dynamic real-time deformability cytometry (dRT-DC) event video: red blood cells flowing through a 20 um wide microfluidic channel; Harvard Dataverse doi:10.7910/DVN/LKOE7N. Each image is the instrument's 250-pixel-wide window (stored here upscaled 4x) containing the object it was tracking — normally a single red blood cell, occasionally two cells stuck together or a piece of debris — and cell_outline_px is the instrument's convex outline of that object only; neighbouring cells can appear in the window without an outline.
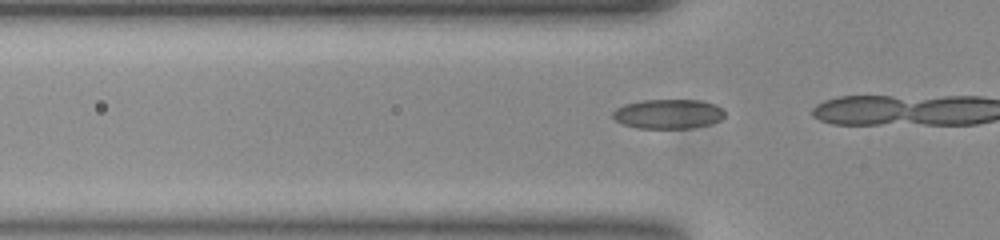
{"species": "common noctule bat (a hibernating species)", "species_latin": "Nyctalus noctula", "temperature_condition": "room temperature", "stored_images_in_passage": 16, "camera_frame_rate_fps": 3000, "um_per_image_px": 0.085, "animal": {"sex": "female", "body_mass_g": 23.0, "forearm_length_mm": 53.4}, "frame": {"image": 1, "passage_image": 14, "time_ms": 4.333, "image_size_px": [1000, 240], "cell_outline_px": [[724, 116], [720, 120], [708, 124], [692, 128], [640, 128], [624, 124], [616, 120], [612, 116], [612, 112], [616, 108], [624, 104], [640, 100], [700, 100], [716, 104], [724, 108]], "centroid_in_image_um": [56.81, 9.67], "position_along_channel_um": 69.0, "area_um2": 19.31}}